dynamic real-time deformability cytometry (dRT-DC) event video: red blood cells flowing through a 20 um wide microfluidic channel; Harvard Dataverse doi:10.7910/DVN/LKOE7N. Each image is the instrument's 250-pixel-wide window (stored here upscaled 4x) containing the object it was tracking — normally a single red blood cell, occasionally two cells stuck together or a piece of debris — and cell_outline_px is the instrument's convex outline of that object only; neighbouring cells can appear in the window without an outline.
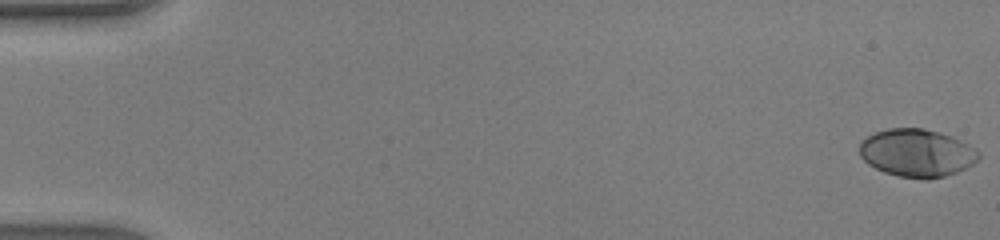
{"species": "human", "species_latin": "Homo sapiens", "temperature_condition": "warm", "stored_images_in_passage": 48, "camera_frame_rate_fps": 3000, "um_per_image_px": 0.085, "donor": {"sex": "male"}, "frame": {"image": 1, "passage_image": 1, "time_ms": 0.0, "image_size_px": [1000, 240], "cell_outline_px": [[980, 156], [972, 164], [956, 172], [944, 176], [928, 180], [924, 180], [900, 176], [884, 172], [868, 164], [860, 156], [860, 140], [876, 132], [888, 128], [924, 128], [940, 132], [952, 136], [976, 148], [980, 152]], "centroid_in_image_um": [77.93, 13.0], "position_along_channel_um": 7.1, "area_um2": 33.29}}
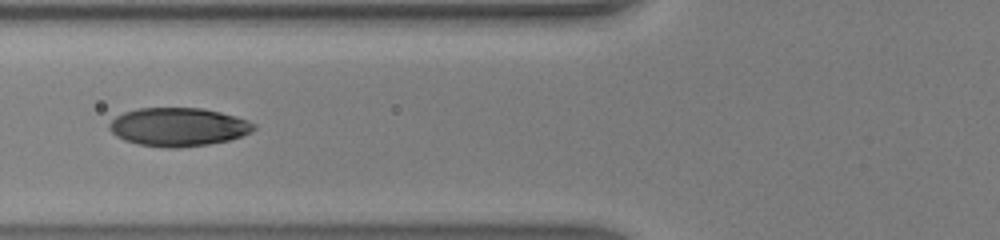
{"frame": {"image": 2, "passage_image": 20, "time_ms": 6.333, "image_size_px": [1000, 240], "cell_outline_px": [[256, 128], [252, 132], [228, 140], [208, 144], [176, 148], [168, 148], [140, 144], [124, 140], [116, 136], [108, 128], [108, 124], [116, 116], [124, 112], [140, 108], [204, 108], [236, 116], [248, 120], [256, 124]], "centroid_in_image_um": [15.16, 10.78], "position_along_channel_um": 110.6, "area_um2": 32.37}}
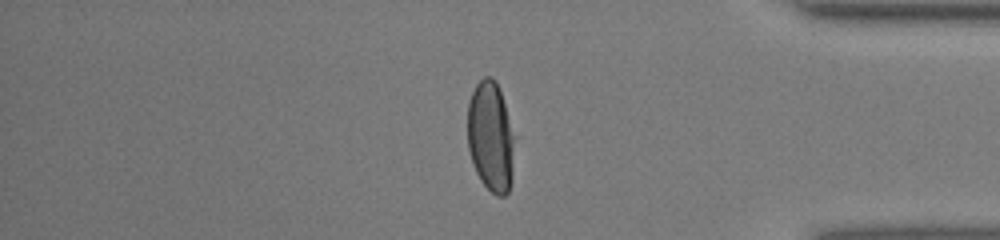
{"frame": {"image": 3, "passage_image": 41, "time_ms": 13.333, "image_size_px": [1000, 240], "cell_outline_px": [[516, 136], [512, 180], [508, 192], [504, 196], [496, 196], [480, 180], [472, 164], [468, 148], [468, 104], [472, 92], [476, 84], [484, 76], [492, 76], [496, 80]], "centroid_in_image_um": [41.73, 11.63], "position_along_channel_um": 393.5, "area_um2": 30.81}, "authors_computed_cell_mechanics": {"area_um2": 32.3102, "velocity_mm_per_s": 4.3634, "shape_relaxation_time_tau1_ms": 3.3373, "shape_relaxation_time_tau2_ms": null, "deformation_change_tau1": 0.2017, "deformation_change_tau2": null}}